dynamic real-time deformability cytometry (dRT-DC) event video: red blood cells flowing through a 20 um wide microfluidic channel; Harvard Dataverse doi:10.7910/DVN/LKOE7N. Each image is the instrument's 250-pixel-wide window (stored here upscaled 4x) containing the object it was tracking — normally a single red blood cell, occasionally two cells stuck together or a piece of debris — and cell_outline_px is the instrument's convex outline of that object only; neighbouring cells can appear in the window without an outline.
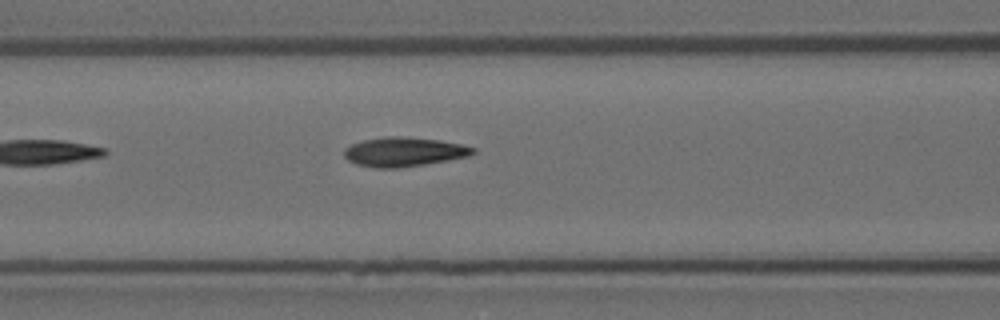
{"species": "Egyptian fruit bat (a non-hibernating species)", "species_latin": "Rousettus aegyptiacus", "temperature_condition": "room temperature", "stored_images_in_passage": 5, "camera_frame_rate_fps": 3000, "um_per_image_px": 0.085, "animal": {"sex": "female"}, "frame": {"image": 1, "passage_image": 5, "time_ms": 1.333, "image_size_px": [1000, 320], "cell_outline_px": [[476, 152], [468, 156], [424, 164], [396, 168], [376, 168], [356, 164], [348, 160], [344, 156], [344, 148], [352, 144], [364, 140], [388, 136], [404, 136], [440, 140], [460, 144], [476, 148]], "centroid_in_image_um": [34.32, 12.9], "position_along_channel_um": 132.3, "area_um2": 21.85}}